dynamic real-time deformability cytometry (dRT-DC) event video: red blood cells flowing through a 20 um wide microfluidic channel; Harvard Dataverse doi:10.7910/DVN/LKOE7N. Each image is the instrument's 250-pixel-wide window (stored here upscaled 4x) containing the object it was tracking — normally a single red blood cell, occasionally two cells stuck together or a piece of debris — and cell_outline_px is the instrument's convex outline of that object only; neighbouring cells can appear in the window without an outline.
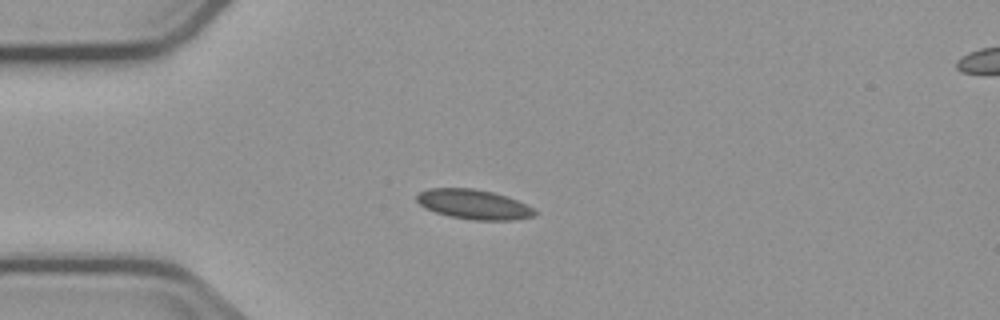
{"species": "common noctule bat (a hibernating species)", "species_latin": "Nyctalus noctula", "temperature_condition": "cold", "stored_images_in_passage": 6, "camera_frame_rate_fps": 3000, "um_per_image_px": 0.085, "animal": {"sex": "male", "body_mass_g": 23.1, "forearm_length_mm": 52.7}, "frame": {"image": 1, "passage_image": 3, "time_ms": 2.333, "image_size_px": [1000, 320], "cell_outline_px": [[536, 216], [512, 220], [472, 220], [448, 216], [424, 208], [416, 200], [416, 196], [420, 192], [428, 188], [472, 188], [492, 192], [508, 196], [532, 208], [536, 212]], "centroid_in_image_um": [40.24, 17.37], "position_along_channel_um": 44.8, "area_um2": 20.4}}
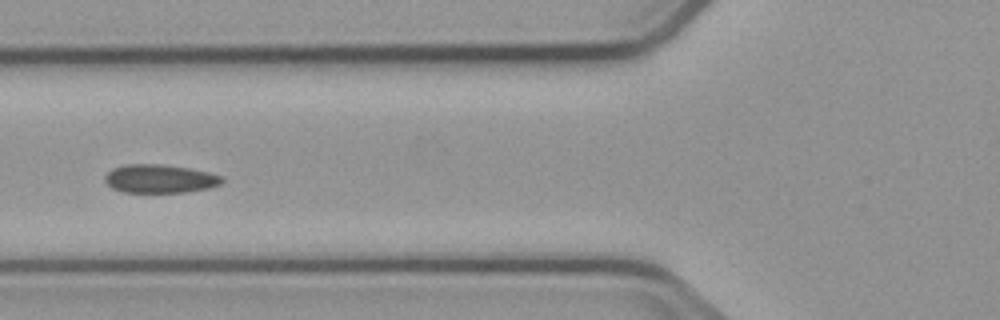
{"frame": {"image": 2, "passage_image": 5, "time_ms": 4.667, "image_size_px": [1000, 320], "cell_outline_px": [[224, 180], [220, 184], [212, 188], [184, 192], [124, 192], [112, 188], [104, 180], [104, 176], [112, 168], [124, 164], [164, 164], [188, 168], [208, 172], [224, 176]], "centroid_in_image_um": [13.6, 15.18], "position_along_channel_um": 112.2, "area_um2": 19.59}}
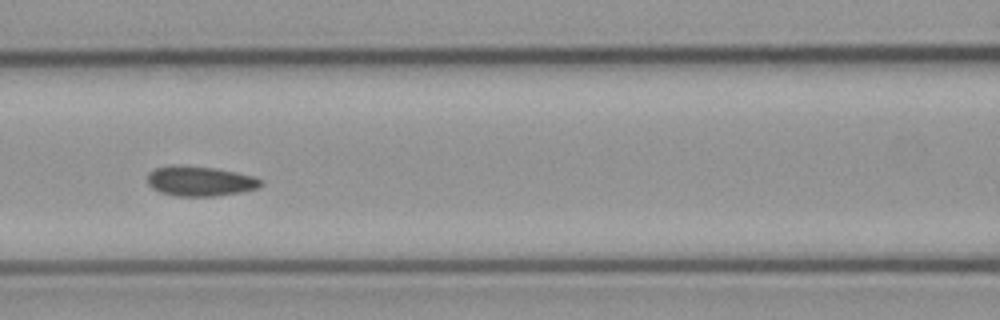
{"frame": {"image": 3, "passage_image": 6, "time_ms": 5.667, "image_size_px": [1000, 320], "cell_outline_px": [[264, 184], [260, 188], [240, 192], [216, 196], [176, 196], [160, 192], [152, 188], [148, 184], [148, 172], [156, 168], [180, 164], [216, 168], [236, 172], [252, 176], [264, 180]], "centroid_in_image_um": [17.03, 15.39], "position_along_channel_um": 149.6, "area_um2": 20.0}}